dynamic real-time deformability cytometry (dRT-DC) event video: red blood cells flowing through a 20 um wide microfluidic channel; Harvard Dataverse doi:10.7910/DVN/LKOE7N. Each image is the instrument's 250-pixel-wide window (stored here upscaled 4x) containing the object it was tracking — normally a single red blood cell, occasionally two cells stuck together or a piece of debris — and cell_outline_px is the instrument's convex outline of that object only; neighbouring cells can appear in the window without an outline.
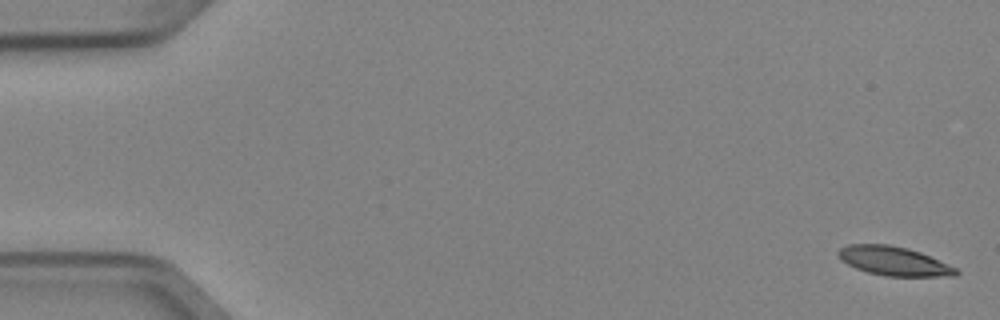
{"species": "Egyptian fruit bat (a non-hibernating species)", "species_latin": "Rousettus aegyptiacus", "temperature_condition": "cold", "stored_images_in_passage": 5, "camera_frame_rate_fps": 3000, "um_per_image_px": 0.085, "animal": {"sex": "female"}, "frame": {"image": 1, "passage_image": 1, "time_ms": 0.0, "image_size_px": [1000, 320], "cell_outline_px": [[960, 272], [956, 276], [884, 276], [868, 272], [856, 268], [840, 260], [836, 252], [840, 248], [848, 244], [888, 244], [908, 248], [920, 252], [956, 268]], "centroid_in_image_um": [75.94, 22.18], "position_along_channel_um": 9.1, "area_um2": 19.88}}
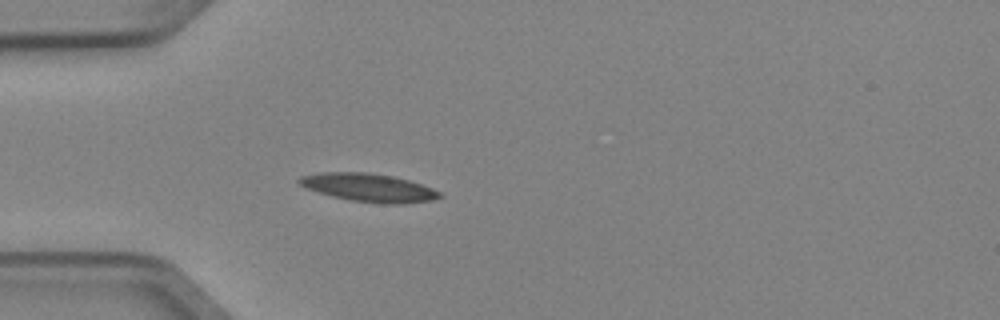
{"frame": {"image": 2, "passage_image": 5, "time_ms": 1.333, "image_size_px": [1000, 320], "cell_outline_px": [[444, 196], [432, 200], [400, 204], [384, 204], [352, 200], [332, 196], [308, 188], [300, 184], [296, 180], [300, 176], [324, 172], [368, 172], [392, 176], [408, 180], [432, 188], [440, 192]], "centroid_in_image_um": [31.36, 15.94], "position_along_channel_um": 53.6, "area_um2": 22.83}}